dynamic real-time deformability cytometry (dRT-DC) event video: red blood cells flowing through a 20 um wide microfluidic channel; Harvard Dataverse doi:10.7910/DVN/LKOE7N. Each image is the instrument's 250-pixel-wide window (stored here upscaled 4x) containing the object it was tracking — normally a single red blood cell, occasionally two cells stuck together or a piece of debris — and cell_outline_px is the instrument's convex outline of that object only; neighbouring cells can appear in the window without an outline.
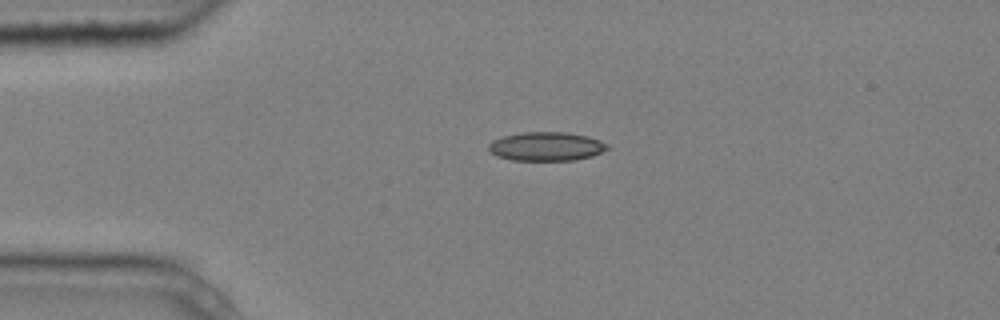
{"species": "common noctule bat (a hibernating species)", "species_latin": "Nyctalus noctula", "temperature_condition": "cold", "stored_images_in_passage": 1, "camera_frame_rate_fps": 3000, "um_per_image_px": 0.085, "animal": {"sex": "male", "body_mass_g": 20.4}, "frame": {"image": 1, "passage_image": 1, "time_ms": 0.0, "image_size_px": [1000, 320], "cell_outline_px": [[608, 148], [592, 156], [576, 160], [512, 160], [496, 156], [488, 152], [488, 144], [492, 140], [504, 136], [524, 132], [564, 132], [588, 136], [600, 140], [608, 144]], "centroid_in_image_um": [46.4, 12.45], "position_along_channel_um": 38.6, "area_um2": 20.0}}